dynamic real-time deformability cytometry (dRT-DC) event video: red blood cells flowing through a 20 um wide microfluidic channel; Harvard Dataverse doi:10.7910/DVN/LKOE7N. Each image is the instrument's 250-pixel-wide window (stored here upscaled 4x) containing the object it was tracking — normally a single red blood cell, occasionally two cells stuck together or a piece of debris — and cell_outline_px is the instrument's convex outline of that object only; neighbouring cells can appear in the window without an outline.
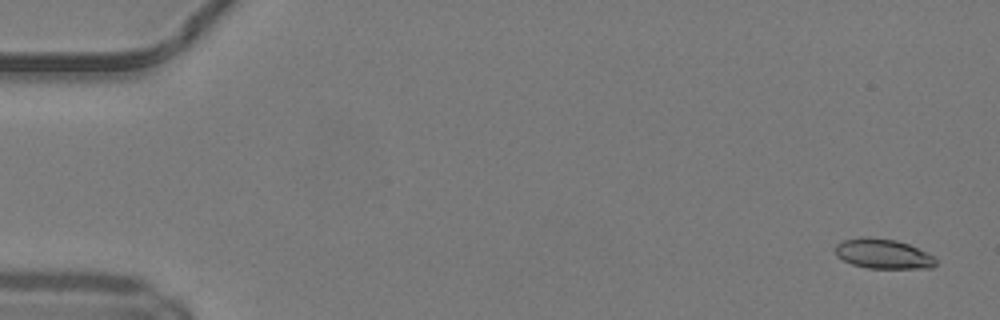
{"species": "common noctule bat (a hibernating species)", "species_latin": "Nyctalus noctula", "temperature_condition": "warm", "stored_images_in_passage": 15, "camera_frame_rate_fps": 3000, "um_per_image_px": 0.085, "animal": {"sex": "male", "body_mass_g": 19.2, "forearm_length_mm": 51.8}, "frame": {"image": 1, "passage_image": 2, "time_ms": 0.333, "image_size_px": [1000, 320], "cell_outline_px": [[936, 264], [932, 268], [868, 268], [852, 264], [836, 256], [836, 244], [844, 240], [860, 236], [868, 236], [896, 240], [908, 244], [932, 256], [936, 260]], "centroid_in_image_um": [75.03, 21.56], "position_along_channel_um": 10.0, "area_um2": 17.34}}